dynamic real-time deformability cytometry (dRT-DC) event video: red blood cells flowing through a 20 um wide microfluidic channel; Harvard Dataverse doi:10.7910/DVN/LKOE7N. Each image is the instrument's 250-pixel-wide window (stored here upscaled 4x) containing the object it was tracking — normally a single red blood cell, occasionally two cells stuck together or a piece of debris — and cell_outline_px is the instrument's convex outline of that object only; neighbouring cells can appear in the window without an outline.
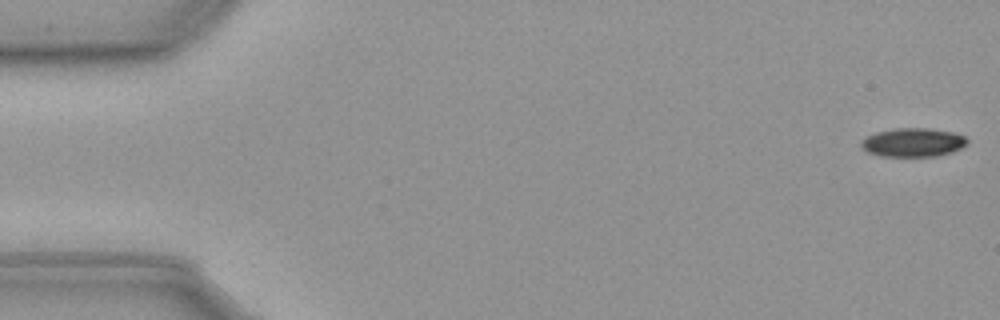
{"species": "common noctule bat (a hibernating species)", "species_latin": "Nyctalus noctula", "temperature_condition": "cold", "stored_images_in_passage": 16, "camera_frame_rate_fps": 3000, "um_per_image_px": 0.085, "animal": {"sex": "male", "body_mass_g": 23.1, "forearm_length_mm": 52.7}, "frame": {"image": 1, "passage_image": 1, "time_ms": 0.0, "image_size_px": [1000, 320], "cell_outline_px": [[968, 144], [952, 152], [936, 156], [880, 156], [868, 152], [860, 144], [860, 140], [876, 132], [892, 128], [928, 128], [952, 132], [964, 136], [968, 140]], "centroid_in_image_um": [77.6, 12.1], "position_along_channel_um": 7.4, "area_um2": 17.74}}
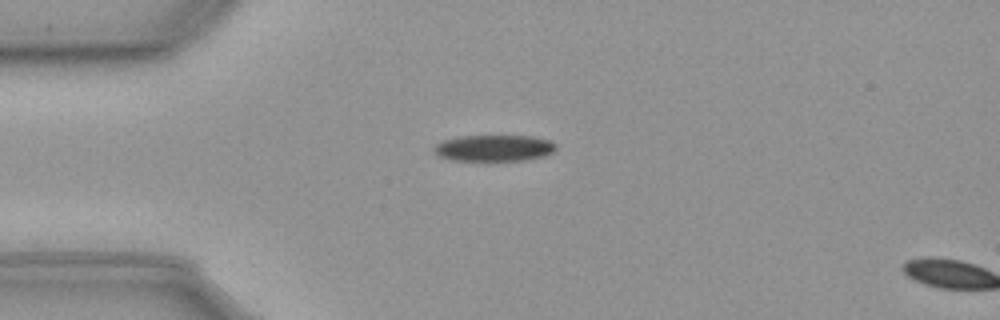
{"frame": {"image": 2, "passage_image": 14, "time_ms": 4.333, "image_size_px": [1000, 320], "cell_outline_px": [[556, 148], [552, 152], [544, 156], [520, 160], [452, 160], [440, 156], [432, 148], [436, 144], [444, 140], [460, 136], [532, 136], [548, 140], [556, 144]], "centroid_in_image_um": [41.99, 12.58], "position_along_channel_um": 43.0, "area_um2": 18.44}}